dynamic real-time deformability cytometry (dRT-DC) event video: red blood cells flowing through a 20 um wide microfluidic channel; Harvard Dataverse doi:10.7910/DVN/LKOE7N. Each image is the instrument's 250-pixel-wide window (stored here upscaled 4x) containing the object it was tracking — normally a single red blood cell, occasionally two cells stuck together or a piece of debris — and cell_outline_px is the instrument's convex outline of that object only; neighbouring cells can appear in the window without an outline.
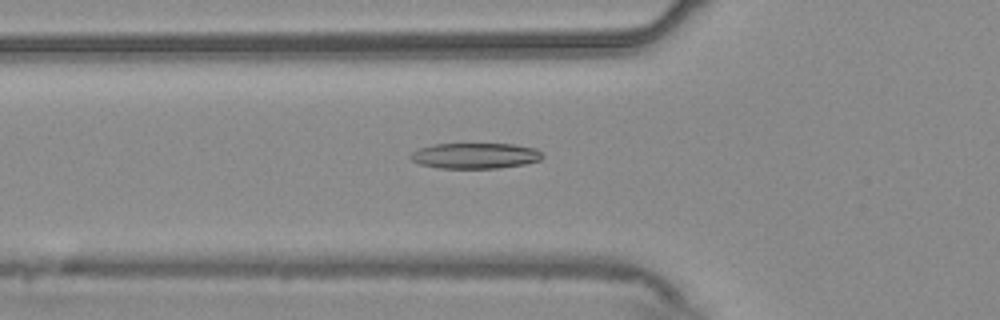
{"species": "common noctule bat (a hibernating species)", "species_latin": "Nyctalus noctula", "temperature_condition": "warm", "stored_images_in_passage": 55, "camera_frame_rate_fps": 3000, "um_per_image_px": 0.085, "animal": {"sex": "male", "body_mass_g": 20.4}, "frame": {"image": 1, "passage_image": 20, "time_ms": 6.333, "image_size_px": [1000, 320], "cell_outline_px": [[544, 156], [540, 160], [524, 164], [496, 168], [440, 168], [420, 164], [412, 160], [408, 156], [412, 152], [420, 148], [432, 144], [512, 144], [536, 148]], "centroid_in_image_um": [40.38, 13.23], "position_along_channel_um": 85.4, "area_um2": 19.65}}
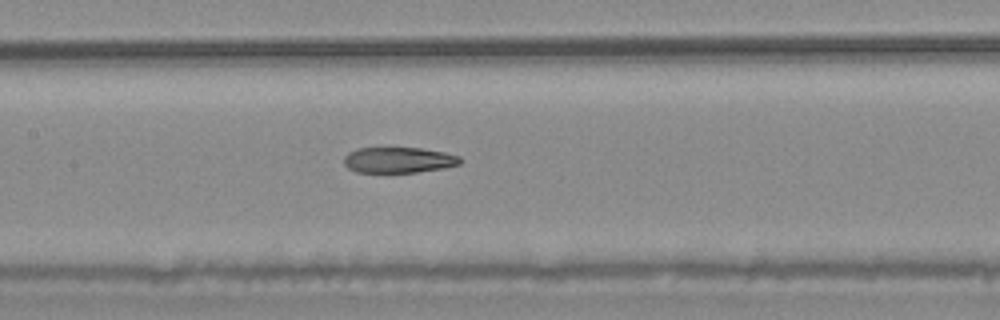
{"frame": {"image": 2, "passage_image": 27, "time_ms": 8.667, "image_size_px": [1000, 320], "cell_outline_px": [[460, 164], [444, 168], [416, 172], [356, 172], [348, 168], [344, 164], [344, 156], [348, 152], [360, 148], [420, 148], [444, 152], [460, 156]], "centroid_in_image_um": [33.87, 13.6], "position_along_channel_um": 173.5, "area_um2": 17.34}}
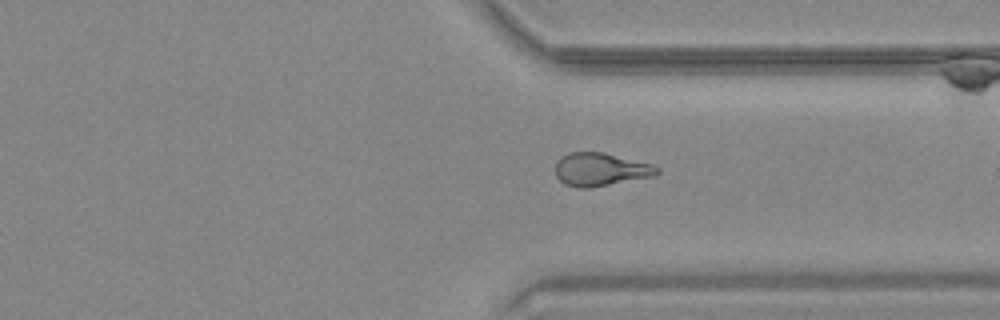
{"frame": {"image": 3, "passage_image": 42, "time_ms": 13.667, "image_size_px": [1000, 320], "cell_outline_px": [[660, 172], [652, 176], [588, 188], [580, 188], [564, 184], [556, 176], [556, 160], [560, 156], [568, 152], [604, 152], [652, 164], [660, 168]], "centroid_in_image_um": [51.01, 14.38], "position_along_channel_um": 360.4, "area_um2": 19.59}, "authors_computed_cell_mechanics": {"area_um2": 19.7676, "velocity_mm_per_s": 3.7427, "shape_relaxation_time_tau1_ms": null, "shape_relaxation_time_tau2_ms": 2.7195, "deformation_change_tau1": null, "deformation_change_tau2": 0.1162}}